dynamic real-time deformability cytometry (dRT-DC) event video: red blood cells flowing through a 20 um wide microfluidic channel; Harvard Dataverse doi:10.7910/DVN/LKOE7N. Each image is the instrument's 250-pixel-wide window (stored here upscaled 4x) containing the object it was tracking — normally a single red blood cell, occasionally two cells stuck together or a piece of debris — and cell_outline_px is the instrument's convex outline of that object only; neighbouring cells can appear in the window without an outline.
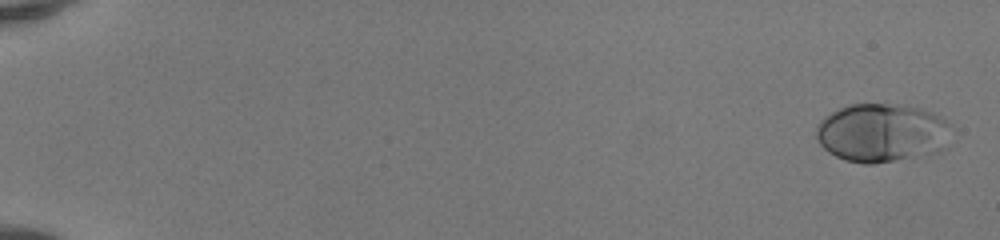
{"species": "human", "species_latin": "Homo sapiens", "temperature_condition": "room temperature", "stored_images_in_passage": 50, "camera_frame_rate_fps": 3000, "um_per_image_px": 0.085, "donor": {"sex": "female"}, "frame": {"image": 1, "passage_image": 1, "time_ms": 0.0, "image_size_px": [1000, 240], "cell_outline_px": [[952, 124], [948, 148], [936, 152], [872, 164], [864, 164], [844, 160], [828, 152], [820, 144], [816, 136], [816, 128], [820, 120], [824, 116], [848, 104], [904, 104], [920, 108], [932, 112], [940, 116]], "centroid_in_image_um": [74.99, 11.27], "position_along_channel_um": 10.0, "area_um2": 46.59}}
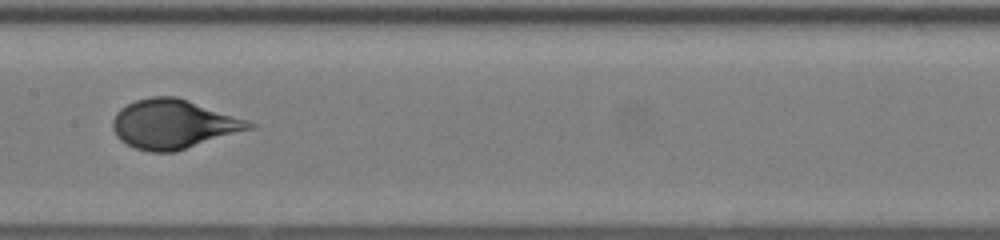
{"frame": {"image": 2, "passage_image": 28, "time_ms": 9.0, "image_size_px": [1000, 240], "cell_outline_px": [[260, 124], [256, 128], [176, 152], [152, 152], [136, 148], [120, 140], [116, 136], [112, 128], [112, 120], [116, 112], [120, 108], [136, 100], [152, 96], [176, 96]], "centroid_in_image_um": [14.78, 10.56], "position_along_channel_um": 192.6, "area_um2": 39.42}}
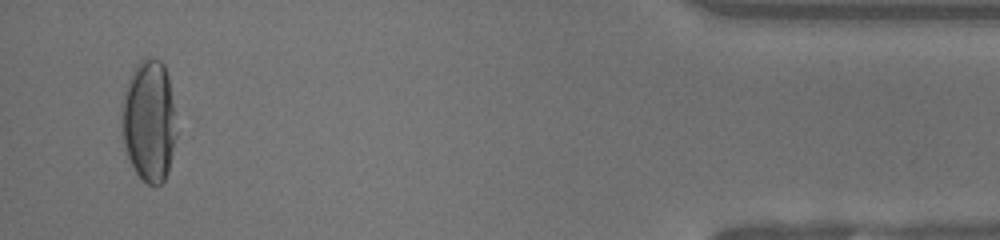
{"frame": {"image": 3, "passage_image": 49, "time_ms": 16.0, "image_size_px": [1000, 240], "cell_outline_px": [[176, 136], [168, 172], [164, 180], [160, 184], [148, 184], [136, 172], [128, 156], [124, 144], [120, 112], [128, 80], [136, 64], [140, 60], [148, 56], [160, 60], [164, 64], [168, 76], [176, 132]], "centroid_in_image_um": [12.65, 10.25], "position_along_channel_um": 422.5, "area_um2": 38.44}, "authors_computed_cell_mechanics": {"area_um2": 39.6219, "velocity_mm_per_s": 4.1345, "shape_relaxation_time_tau1_ms": 4.1991, "shape_relaxation_time_tau2_ms": null, "deformation_change_tau1": 0.2045, "deformation_change_tau2": null}}